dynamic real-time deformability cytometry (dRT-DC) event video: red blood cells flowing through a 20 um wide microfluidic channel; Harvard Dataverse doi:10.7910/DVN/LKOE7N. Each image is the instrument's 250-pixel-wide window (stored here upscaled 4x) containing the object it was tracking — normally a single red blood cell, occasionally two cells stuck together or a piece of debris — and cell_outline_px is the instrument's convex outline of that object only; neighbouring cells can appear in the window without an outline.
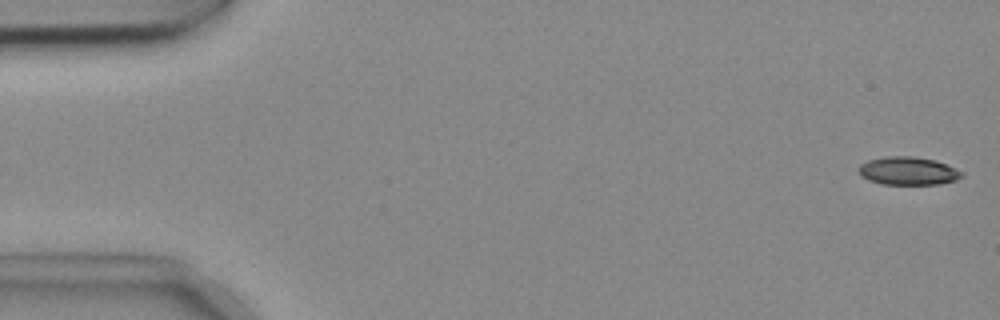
{"species": "common noctule bat (a hibernating species)", "species_latin": "Nyctalus noctula", "temperature_condition": "cold", "stored_images_in_passage": 53, "camera_frame_rate_fps": 3000, "um_per_image_px": 0.085, "animal": {"sex": "female", "body_mass_g": 18.4}, "frame": {"image": 1, "passage_image": 1, "time_ms": 0.0, "image_size_px": [1000, 320], "cell_outline_px": [[964, 176], [956, 180], [940, 184], [880, 184], [868, 180], [860, 176], [860, 164], [868, 160], [884, 156], [912, 156], [932, 160], [944, 164], [964, 172]], "centroid_in_image_um": [77.17, 14.54], "position_along_channel_um": 7.8, "area_um2": 16.82}}
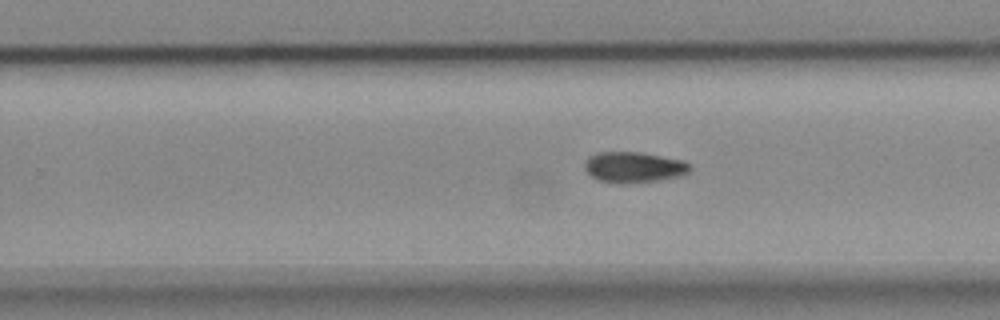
{"frame": {"image": 2, "passage_image": 33, "time_ms": 10.667, "image_size_px": [1000, 320], "cell_outline_px": [[692, 168], [684, 176], [660, 180], [628, 184], [620, 184], [600, 180], [592, 176], [584, 168], [584, 164], [588, 156], [596, 152], [640, 152], [684, 160], [692, 164]], "centroid_in_image_um": [53.92, 14.21], "position_along_channel_um": 275.9, "area_um2": 19.25}}
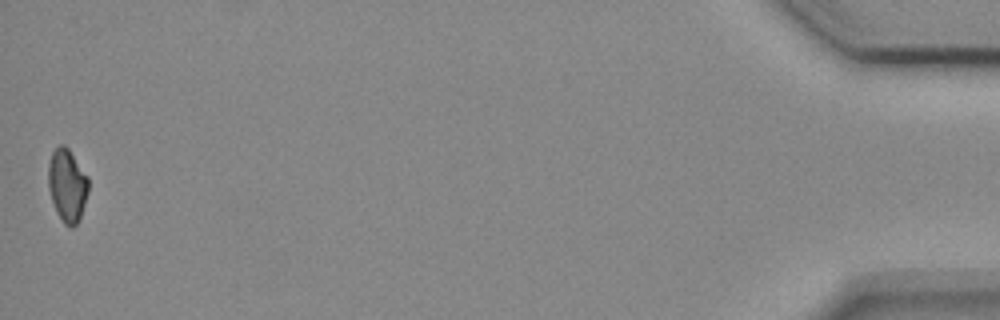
{"frame": {"image": 3, "passage_image": 53, "time_ms": 17.333, "image_size_px": [1000, 320], "cell_outline_px": [[88, 192], [80, 220], [72, 228], [64, 224], [56, 212], [48, 188], [48, 164], [52, 152], [60, 144], [64, 144], [68, 148], [88, 176]], "centroid_in_image_um": [5.71, 15.76], "position_along_channel_um": 429.5, "area_um2": 17.17}, "authors_computed_cell_mechanics": {"area_um2": 17.8024, "velocity_mm_per_s": 3.7432, "shape_relaxation_time_tau1_ms": 7.8988, "shape_relaxation_time_tau2_ms": null, "deformation_change_tau1": 0.1462, "deformation_change_tau2": null}}